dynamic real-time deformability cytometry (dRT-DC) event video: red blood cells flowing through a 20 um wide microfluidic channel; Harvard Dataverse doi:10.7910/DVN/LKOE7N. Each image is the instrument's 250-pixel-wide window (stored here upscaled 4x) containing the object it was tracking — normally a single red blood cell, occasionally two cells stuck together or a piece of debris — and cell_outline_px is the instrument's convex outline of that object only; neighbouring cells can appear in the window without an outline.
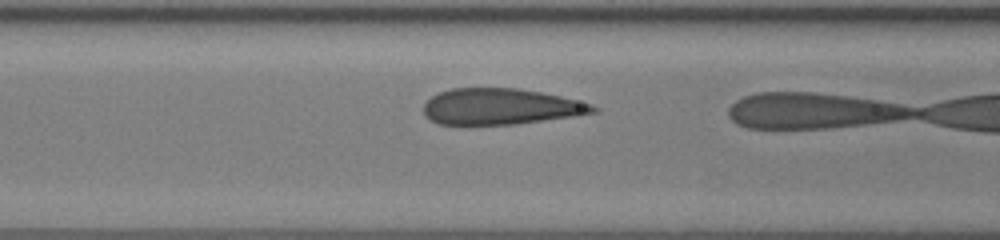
{"species": "human", "species_latin": "Homo sapiens", "temperature_condition": "room temperature", "stored_images_in_passage": 4, "camera_frame_rate_fps": 3000, "um_per_image_px": 0.085, "donor": {"sex": "female"}, "frame": {"image": 1, "passage_image": 3, "time_ms": 0.667, "image_size_px": [1000, 240], "cell_outline_px": [[600, 112], [576, 116], [516, 124], [436, 124], [428, 120], [424, 116], [424, 104], [432, 96], [440, 92], [452, 88], [520, 88], [560, 96], [592, 104], [600, 108]], "centroid_in_image_um": [42.58, 9.06], "position_along_channel_um": 124.0, "area_um2": 35.84}}